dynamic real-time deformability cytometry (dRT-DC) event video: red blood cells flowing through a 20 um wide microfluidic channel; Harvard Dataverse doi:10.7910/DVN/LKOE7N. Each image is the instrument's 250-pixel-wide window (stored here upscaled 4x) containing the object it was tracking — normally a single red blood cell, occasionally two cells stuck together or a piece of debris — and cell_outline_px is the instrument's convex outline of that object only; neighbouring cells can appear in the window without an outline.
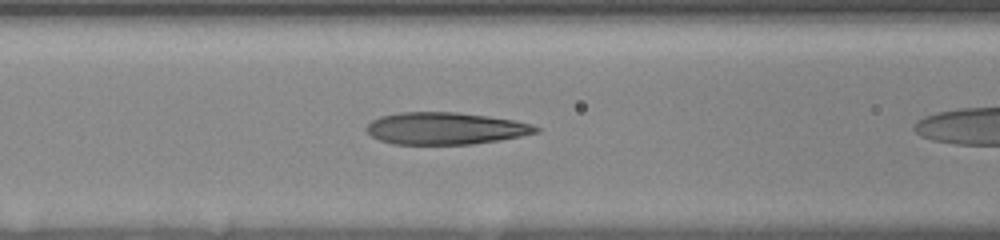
{"species": "human", "species_latin": "Homo sapiens", "temperature_condition": "room temperature", "stored_images_in_passage": 23, "segment_of_instrument_passage": [2, 2], "camera_frame_rate_fps": 3000, "um_per_image_px": 0.085, "donor": {"sex": "female"}, "frame": {"image": 1, "passage_image": 6, "time_ms": 1.667, "image_size_px": [1000, 240], "cell_outline_px": [[540, 132], [500, 140], [472, 144], [392, 144], [380, 140], [372, 136], [364, 128], [372, 120], [380, 116], [400, 112], [456, 112], [488, 116], [512, 120], [532, 124], [540, 128]], "centroid_in_image_um": [37.85, 10.91], "position_along_channel_um": 128.8, "area_um2": 31.67}}
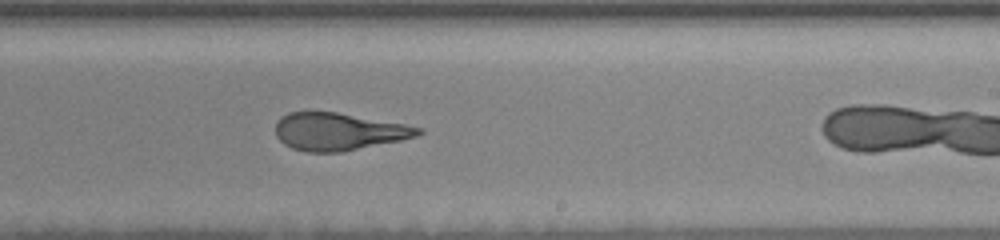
{"frame": {"image": 2, "passage_image": 14, "time_ms": 5.333, "image_size_px": [1000, 240], "cell_outline_px": [[424, 132], [416, 136], [400, 140], [340, 152], [308, 152], [292, 148], [284, 144], [276, 136], [276, 124], [280, 116], [288, 112], [336, 112], [404, 124], [424, 128]], "centroid_in_image_um": [28.76, 11.18], "position_along_channel_um": 260.2, "area_um2": 30.92}}
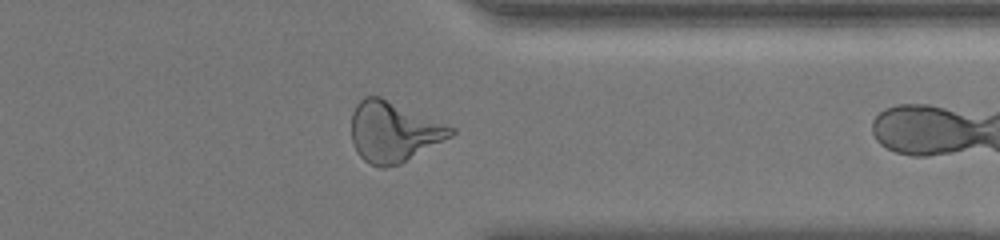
{"frame": {"image": 3, "passage_image": 22, "time_ms": 8.667, "image_size_px": [1000, 240], "cell_outline_px": [[456, 132], [452, 136], [400, 164], [384, 168], [380, 168], [364, 160], [356, 152], [352, 144], [352, 112], [356, 104], [364, 96], [380, 96], [448, 124], [456, 128]], "centroid_in_image_um": [33.45, 11.2], "position_along_channel_um": 377.9, "area_um2": 35.2}}